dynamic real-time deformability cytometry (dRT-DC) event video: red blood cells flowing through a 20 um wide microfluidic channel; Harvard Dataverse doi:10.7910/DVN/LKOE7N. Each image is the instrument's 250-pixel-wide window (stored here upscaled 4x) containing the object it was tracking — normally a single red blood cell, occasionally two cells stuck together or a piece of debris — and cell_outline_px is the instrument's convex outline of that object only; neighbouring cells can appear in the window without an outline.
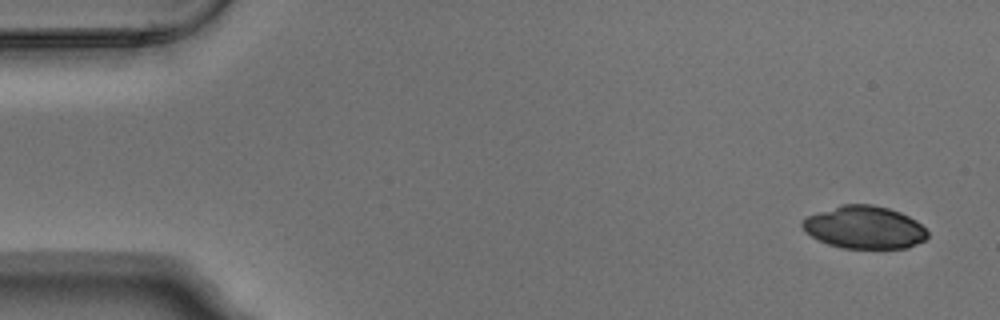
{"species": "Egyptian fruit bat (a non-hibernating species)", "species_latin": "Rousettus aegyptiacus", "temperature_condition": "warm", "stored_images_in_passage": 4, "camera_frame_rate_fps": 3000, "um_per_image_px": 0.085, "animal": {"sex": "male"}, "frame": {"image": 1, "passage_image": 1, "time_ms": 0.0, "image_size_px": [1000, 320], "cell_outline_px": [[928, 236], [924, 240], [916, 244], [904, 248], [840, 248], [828, 244], [804, 232], [800, 224], [808, 216], [840, 204], [872, 204], [888, 208], [900, 212], [916, 220], [928, 232]], "centroid_in_image_um": [73.46, 19.32], "position_along_channel_um": 11.5, "area_um2": 31.04}}
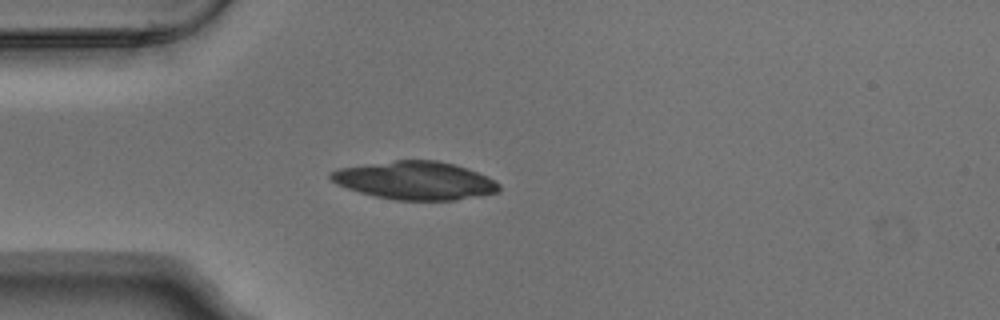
{"frame": {"image": 2, "passage_image": 4, "time_ms": 1.0, "image_size_px": [1000, 320], "cell_outline_px": [[500, 192], [456, 200], [396, 200], [376, 196], [360, 192], [336, 184], [328, 176], [328, 172], [340, 168], [396, 160], [436, 160], [452, 164], [488, 176], [500, 184]], "centroid_in_image_um": [35.29, 15.35], "position_along_channel_um": 49.7, "area_um2": 37.17}}